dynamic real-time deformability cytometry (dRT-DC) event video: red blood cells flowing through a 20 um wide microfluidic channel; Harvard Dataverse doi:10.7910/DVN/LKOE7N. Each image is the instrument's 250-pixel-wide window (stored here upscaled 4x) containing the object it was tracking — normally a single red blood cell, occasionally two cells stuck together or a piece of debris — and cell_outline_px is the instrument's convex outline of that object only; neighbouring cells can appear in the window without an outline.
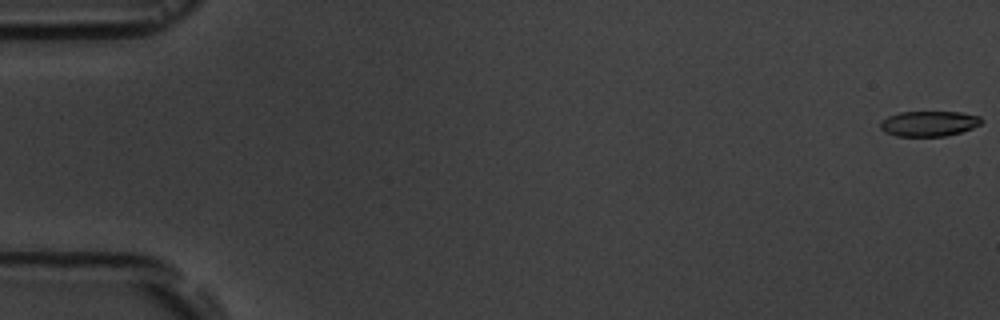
{"species": "common noctule bat (a hibernating species)", "species_latin": "Nyctalus noctula", "temperature_condition": "room temperature", "stored_images_in_passage": 6, "camera_frame_rate_fps": 3000, "um_per_image_px": 0.085, "animal": {"sex": "male", "body_mass_g": 19.5, "forearm_length_mm": 54.6}, "frame": {"image": 1, "passage_image": 1, "time_ms": 0.0, "image_size_px": [1000, 320], "cell_outline_px": [[984, 120], [980, 124], [972, 128], [960, 132], [944, 136], [896, 136], [884, 132], [880, 128], [880, 120], [888, 116], [900, 112], [960, 112], [980, 116]], "centroid_in_image_um": [78.94, 10.5], "position_along_channel_um": 6.1, "area_um2": 14.97}}
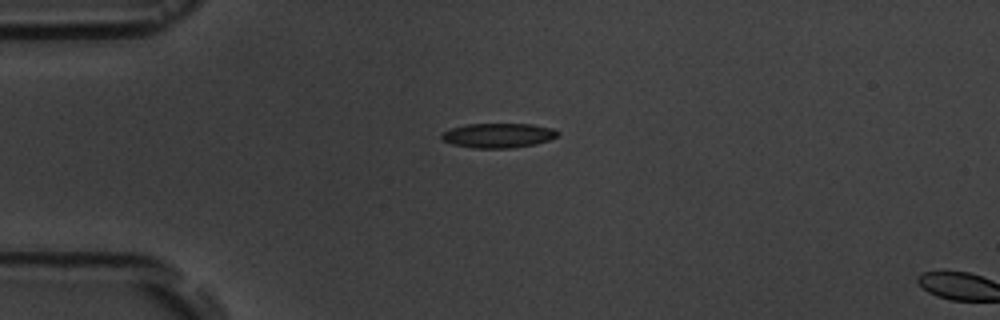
{"frame": {"image": 2, "passage_image": 5, "time_ms": 4.667, "image_size_px": [1000, 320], "cell_outline_px": [[560, 132], [556, 136], [548, 140], [536, 144], [512, 148], [476, 148], [452, 144], [444, 140], [440, 136], [444, 132], [452, 128], [468, 124], [532, 124], [552, 128]], "centroid_in_image_um": [42.37, 11.51], "position_along_channel_um": 42.6, "area_um2": 16.47}}